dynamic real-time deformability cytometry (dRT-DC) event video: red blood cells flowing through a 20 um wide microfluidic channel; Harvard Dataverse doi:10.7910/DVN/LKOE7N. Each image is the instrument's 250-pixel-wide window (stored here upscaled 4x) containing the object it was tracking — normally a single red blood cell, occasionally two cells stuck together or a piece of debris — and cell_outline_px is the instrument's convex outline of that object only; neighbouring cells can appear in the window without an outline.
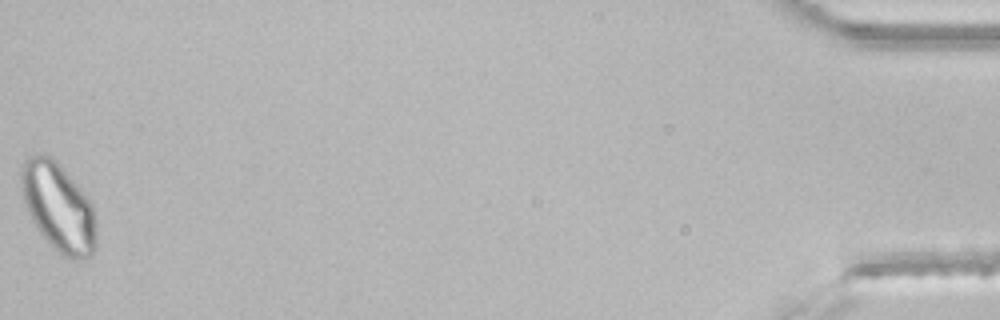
{"species": "common noctule bat (a hibernating species)", "species_latin": "Nyctalus noctula", "temperature_condition": "room temperature", "stored_images_in_passage": 48, "segment_of_instrument_passage": [2, 2], "camera_frame_rate_fps": 3000, "um_per_image_px": 0.085, "animal": {"sex": "male", "body_mass_g": 21.5, "forearm_length_mm": 52.0}, "frame": {"image": 1, "passage_image": 48, "time_ms": 15.667, "image_size_px": [1000, 320], "cell_outline_px": [[96, 252], [92, 256], [84, 260], [68, 260], [60, 256], [36, 228], [24, 204], [20, 180], [20, 172], [24, 160], [28, 156], [36, 152], [48, 156], [56, 160], [80, 188], [92, 204], [96, 220]], "centroid_in_image_um": [4.97, 17.65], "position_along_channel_um": 430.2, "area_um2": 39.42}}